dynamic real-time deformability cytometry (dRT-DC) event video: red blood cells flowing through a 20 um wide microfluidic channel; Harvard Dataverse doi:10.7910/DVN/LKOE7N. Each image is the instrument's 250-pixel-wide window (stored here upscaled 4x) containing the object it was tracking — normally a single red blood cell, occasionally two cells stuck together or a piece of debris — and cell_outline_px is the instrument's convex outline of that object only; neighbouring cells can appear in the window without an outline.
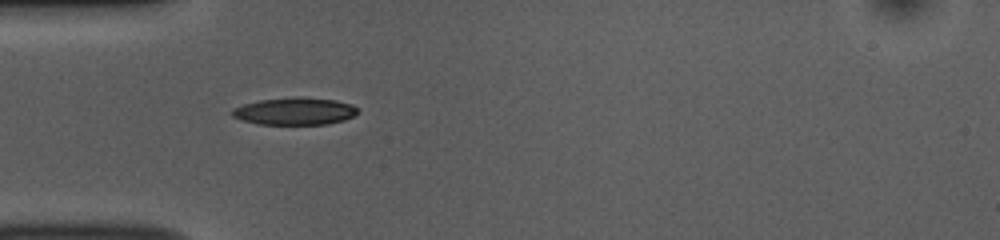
{"species": "common noctule bat (a hibernating species)", "species_latin": "Nyctalus noctula", "temperature_condition": "room temperature", "stored_images_in_passage": 7, "camera_frame_rate_fps": 3000, "um_per_image_px": 0.085, "animal": {"sex": "female", "body_mass_g": 10.0, "forearm_length_mm": 53.1}, "frame": {"image": 1, "passage_image": 1, "time_ms": 0.0, "image_size_px": [1000, 240], "cell_outline_px": [[360, 112], [344, 120], [328, 124], [256, 124], [240, 120], [232, 116], [232, 108], [244, 104], [260, 100], [296, 96], [300, 96], [336, 100], [352, 104], [360, 108]], "centroid_in_image_um": [25.08, 9.44], "position_along_channel_um": 59.9, "area_um2": 20.29}}
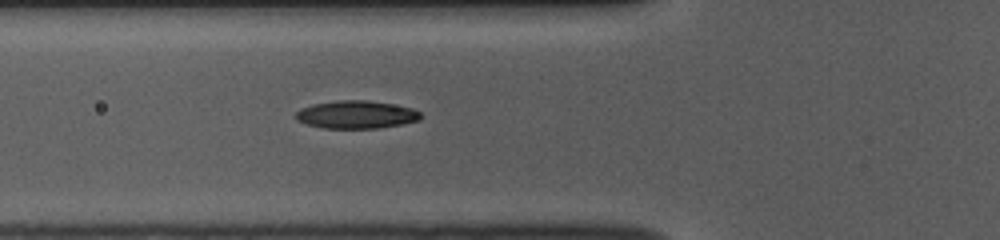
{"frame": {"image": 2, "passage_image": 4, "time_ms": 1.0, "image_size_px": [1000, 240], "cell_outline_px": [[420, 120], [380, 128], [324, 128], [308, 124], [296, 120], [296, 112], [300, 108], [312, 104], [340, 100], [364, 100], [392, 104], [412, 108], [420, 112]], "centroid_in_image_um": [30.26, 9.74], "position_along_channel_um": 95.5, "area_um2": 20.11}}
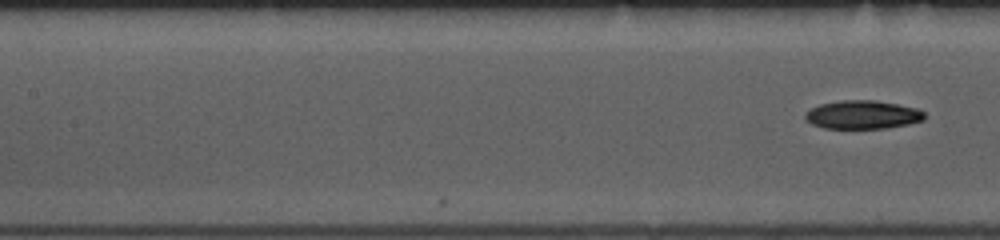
{"frame": {"image": 3, "passage_image": 7, "time_ms": 2.0, "image_size_px": [1000, 240], "cell_outline_px": [[924, 120], [908, 124], [888, 128], [824, 128], [812, 124], [804, 116], [804, 112], [820, 104], [844, 100], [876, 100], [916, 108], [924, 112]], "centroid_in_image_um": [73.32, 9.75], "position_along_channel_um": 134.1, "area_um2": 19.65}}